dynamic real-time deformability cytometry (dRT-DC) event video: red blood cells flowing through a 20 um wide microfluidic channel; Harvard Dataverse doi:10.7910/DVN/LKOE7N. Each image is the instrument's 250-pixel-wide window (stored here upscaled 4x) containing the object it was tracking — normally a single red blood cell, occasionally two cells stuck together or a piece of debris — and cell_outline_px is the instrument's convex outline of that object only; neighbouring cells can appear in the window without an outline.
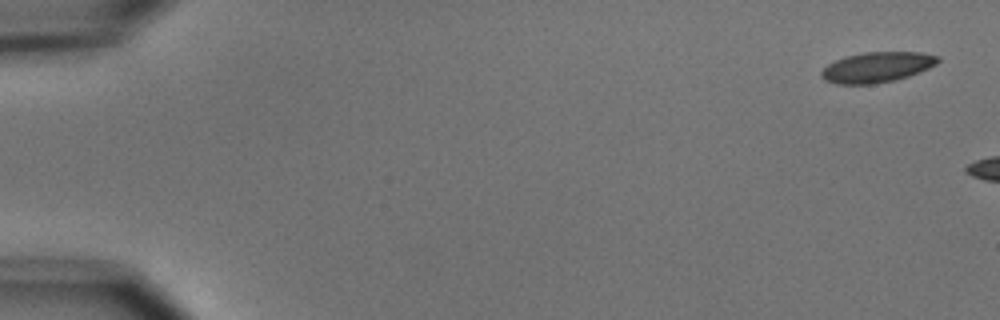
{"species": "common noctule bat (a hibernating species)", "species_latin": "Nyctalus noctula", "temperature_condition": "cold", "stored_images_in_passage": 4, "camera_frame_rate_fps": 3000, "um_per_image_px": 0.085, "animal": {"sex": "male", "body_mass_g": 15.6}, "frame": {"image": 1, "passage_image": 1, "time_ms": 0.0, "image_size_px": [1000, 320], "cell_outline_px": [[940, 60], [936, 64], [920, 72], [896, 80], [876, 84], [836, 84], [824, 80], [820, 76], [820, 72], [828, 64], [836, 60], [848, 56], [864, 52], [920, 52], [940, 56]], "centroid_in_image_um": [74.55, 5.72], "position_along_channel_um": 10.5, "area_um2": 20.69}}